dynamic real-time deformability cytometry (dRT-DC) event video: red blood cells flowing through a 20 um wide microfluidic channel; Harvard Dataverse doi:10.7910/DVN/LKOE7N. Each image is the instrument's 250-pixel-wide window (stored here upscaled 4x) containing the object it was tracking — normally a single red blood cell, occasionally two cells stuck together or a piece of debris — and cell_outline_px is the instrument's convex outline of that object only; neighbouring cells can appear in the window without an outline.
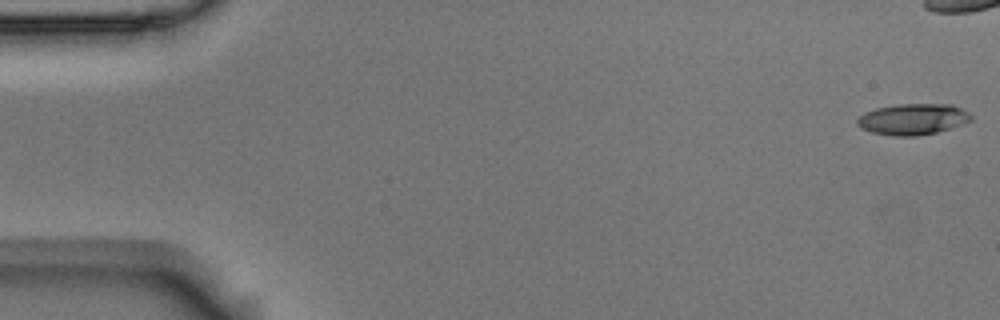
{"species": "Egyptian fruit bat (a non-hibernating species)", "species_latin": "Rousettus aegyptiacus", "temperature_condition": "room temperature", "stored_images_in_passage": 6, "camera_frame_rate_fps": 3000, "um_per_image_px": 0.085, "animal": {"sex": "male"}, "frame": {"image": 1, "passage_image": 1, "time_ms": 0.0, "image_size_px": [1000, 320], "cell_outline_px": [[972, 120], [964, 124], [936, 132], [916, 136], [892, 136], [872, 132], [860, 128], [856, 124], [856, 120], [864, 112], [876, 108], [900, 104], [952, 104], [968, 112], [972, 116]], "centroid_in_image_um": [77.58, 10.13], "position_along_channel_um": 7.4, "area_um2": 20.69}}
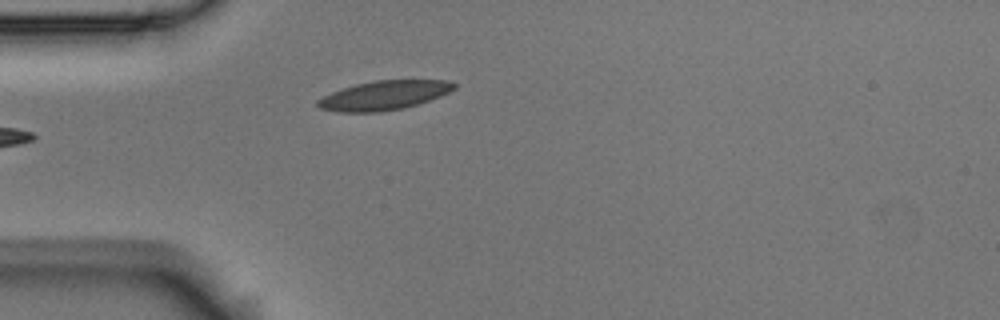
{"frame": {"image": 2, "passage_image": 6, "time_ms": 1.667, "image_size_px": [1000, 320], "cell_outline_px": [[456, 88], [440, 96], [404, 108], [380, 112], [340, 112], [320, 108], [316, 104], [316, 100], [332, 92], [356, 84], [376, 80], [444, 80], [456, 84]], "centroid_in_image_um": [32.63, 8.11], "position_along_channel_um": 52.4, "area_um2": 22.95}}